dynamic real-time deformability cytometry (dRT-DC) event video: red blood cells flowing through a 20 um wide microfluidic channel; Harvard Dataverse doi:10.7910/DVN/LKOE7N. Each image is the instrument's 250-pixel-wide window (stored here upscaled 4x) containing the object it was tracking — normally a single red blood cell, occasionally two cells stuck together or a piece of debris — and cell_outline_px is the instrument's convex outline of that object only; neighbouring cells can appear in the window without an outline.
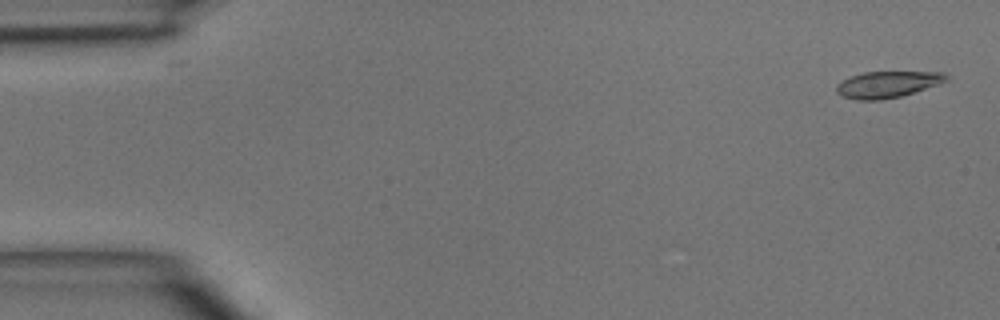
{"species": "common noctule bat (a hibernating species)", "species_latin": "Nyctalus noctula", "temperature_condition": "room temperature", "stored_images_in_passage": 5, "camera_frame_rate_fps": 3000, "um_per_image_px": 0.085, "animal": {"sex": "male", "body_mass_g": 15.6}, "frame": {"image": 1, "passage_image": 1, "time_ms": 0.0, "image_size_px": [1000, 320], "cell_outline_px": [[948, 80], [900, 96], [880, 100], [856, 100], [844, 96], [836, 92], [836, 84], [852, 76], [864, 72], [944, 72], [948, 76]], "centroid_in_image_um": [75.4, 7.17], "position_along_channel_um": 9.6, "area_um2": 16.53}}
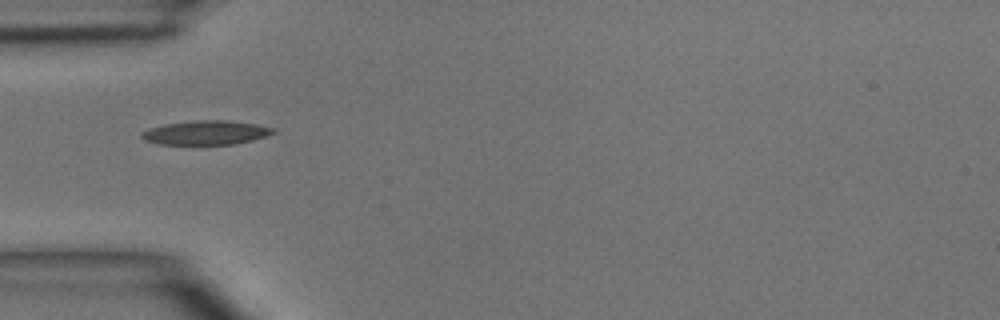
{"frame": {"image": 2, "passage_image": 4, "time_ms": 4.333, "image_size_px": [1000, 320], "cell_outline_px": [[276, 132], [252, 140], [232, 144], [160, 144], [144, 140], [140, 136], [140, 132], [148, 128], [164, 124], [196, 120], [224, 120], [256, 124], [276, 128]], "centroid_in_image_um": [17.47, 11.27], "position_along_channel_um": 67.5, "area_um2": 18.44}}
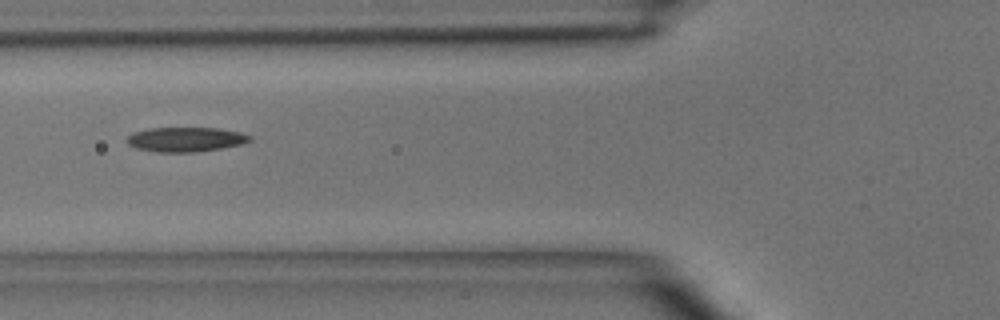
{"frame": {"image": 3, "passage_image": 5, "time_ms": 5.333, "image_size_px": [1000, 320], "cell_outline_px": [[252, 140], [240, 144], [220, 148], [192, 152], [156, 152], [136, 148], [128, 144], [124, 140], [132, 132], [148, 128], [220, 128], [240, 132], [252, 136]], "centroid_in_image_um": [15.74, 11.84], "position_along_channel_um": 110.1, "area_um2": 17.63}}